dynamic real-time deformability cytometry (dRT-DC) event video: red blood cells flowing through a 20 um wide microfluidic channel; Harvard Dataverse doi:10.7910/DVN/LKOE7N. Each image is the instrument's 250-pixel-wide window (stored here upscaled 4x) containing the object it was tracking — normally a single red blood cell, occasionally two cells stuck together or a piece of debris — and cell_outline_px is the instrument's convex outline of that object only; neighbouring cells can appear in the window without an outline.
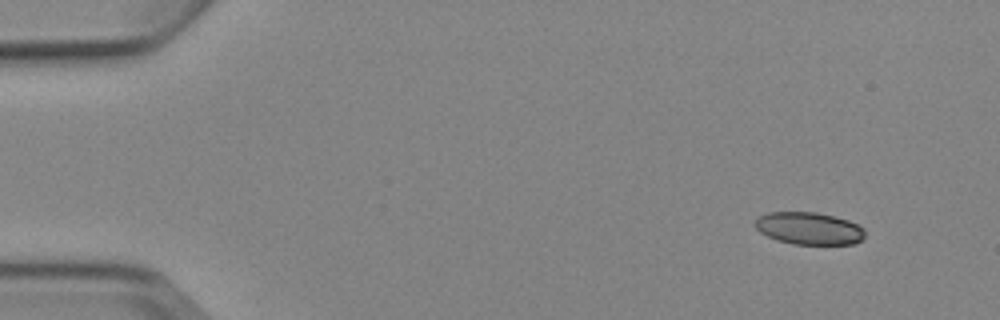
{"species": "Egyptian fruit bat (a non-hibernating species)", "species_latin": "Rousettus aegyptiacus", "temperature_condition": "cold", "stored_images_in_passage": 4, "camera_frame_rate_fps": 3000, "um_per_image_px": 0.085, "animal": {"sex": "female"}, "frame": {"image": 1, "passage_image": 1, "time_ms": 0.0, "image_size_px": [1000, 320], "cell_outline_px": [[864, 236], [856, 244], [792, 244], [776, 240], [760, 232], [752, 224], [760, 216], [768, 212], [816, 212], [848, 220], [864, 228]], "centroid_in_image_um": [68.74, 19.41], "position_along_channel_um": 16.3, "area_um2": 20.69}}
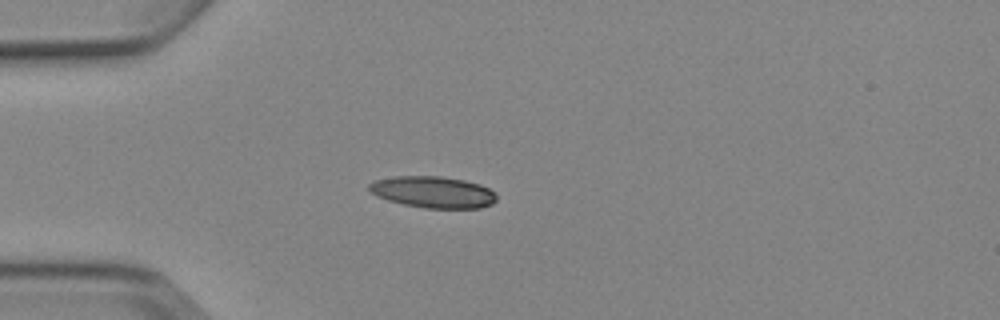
{"frame": {"image": 2, "passage_image": 4, "time_ms": 3.333, "image_size_px": [1000, 320], "cell_outline_px": [[496, 200], [492, 204], [480, 208], [424, 208], [404, 204], [388, 200], [376, 196], [368, 188], [368, 184], [376, 180], [392, 176], [440, 176], [464, 180], [480, 184], [496, 192]], "centroid_in_image_um": [36.82, 16.32], "position_along_channel_um": 48.2, "area_um2": 23.47}}